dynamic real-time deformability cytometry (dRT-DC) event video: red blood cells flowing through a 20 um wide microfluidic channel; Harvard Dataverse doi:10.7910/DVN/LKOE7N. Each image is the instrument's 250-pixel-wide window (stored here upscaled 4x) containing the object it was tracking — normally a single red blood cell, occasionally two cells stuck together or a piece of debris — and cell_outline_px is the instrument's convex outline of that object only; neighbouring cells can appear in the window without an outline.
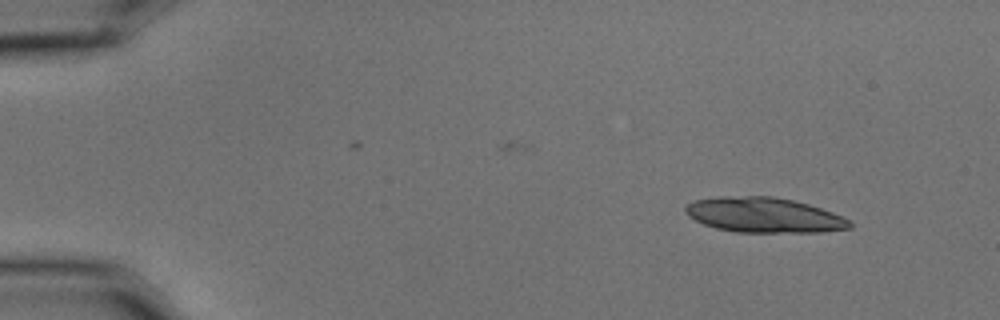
{"species": "common noctule bat (a hibernating species)", "species_latin": "Nyctalus noctula", "temperature_condition": "cold", "stored_images_in_passage": 13, "camera_frame_rate_fps": 3000, "um_per_image_px": 0.085, "animal": {"sex": "male", "body_mass_g": 15.6}, "frame": {"image": 1, "passage_image": 1, "time_ms": 0.0, "image_size_px": [1000, 320], "cell_outline_px": [[852, 228], [820, 232], [736, 232], [716, 228], [704, 224], [688, 216], [684, 212], [684, 208], [692, 200], [720, 196], [772, 196], [792, 200], [808, 204], [832, 212], [852, 220]], "centroid_in_image_um": [64.93, 18.28], "position_along_channel_um": 20.1, "area_um2": 33.7}}